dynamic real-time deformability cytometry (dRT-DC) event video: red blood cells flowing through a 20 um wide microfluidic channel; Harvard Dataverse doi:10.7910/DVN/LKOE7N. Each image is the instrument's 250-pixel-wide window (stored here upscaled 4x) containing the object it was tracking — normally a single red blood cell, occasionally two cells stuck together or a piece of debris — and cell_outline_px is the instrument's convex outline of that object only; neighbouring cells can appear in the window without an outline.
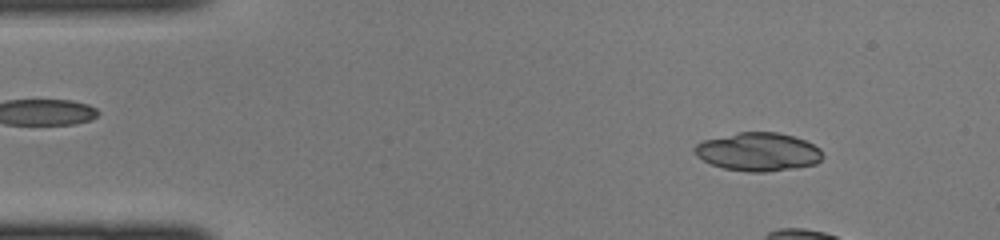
{"species": "common noctule bat (a hibernating species)", "species_latin": "Nyctalus noctula", "temperature_condition": "cold", "stored_images_in_passage": 10, "camera_frame_rate_fps": 3000, "um_per_image_px": 0.085, "animal": {"sex": "female", "body_mass_g": 22.0, "forearm_length_mm": 56.7}, "frame": {"image": 1, "passage_image": 5, "time_ms": 1.333, "image_size_px": [1000, 240], "cell_outline_px": [[824, 156], [816, 164], [792, 168], [764, 172], [748, 172], [724, 168], [712, 164], [696, 156], [692, 148], [696, 144], [704, 140], [736, 132], [780, 132], [804, 140], [820, 148]], "centroid_in_image_um": [64.43, 12.9], "position_along_channel_um": 20.6, "area_um2": 28.61}}